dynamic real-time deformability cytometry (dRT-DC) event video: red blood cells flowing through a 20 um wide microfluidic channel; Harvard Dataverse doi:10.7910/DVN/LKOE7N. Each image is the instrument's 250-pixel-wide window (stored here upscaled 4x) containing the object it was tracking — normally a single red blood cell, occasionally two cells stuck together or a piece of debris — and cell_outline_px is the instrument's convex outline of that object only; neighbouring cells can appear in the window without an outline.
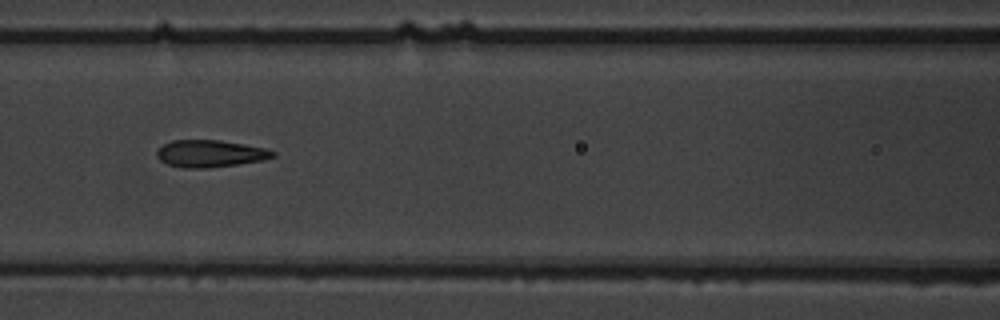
{"species": "common noctule bat (a hibernating species)", "species_latin": "Nyctalus noctula", "temperature_condition": "warm", "stored_images_in_passage": 11, "camera_frame_rate_fps": 3000, "um_per_image_px": 0.085, "animal": {"sex": "male", "body_mass_g": 19.5, "forearm_length_mm": 54.6}, "frame": {"image": 1, "passage_image": 7, "time_ms": 7.0, "image_size_px": [1000, 320], "cell_outline_px": [[276, 156], [260, 160], [236, 164], [208, 168], [184, 168], [168, 164], [160, 160], [156, 156], [156, 152], [164, 144], [172, 140], [220, 140], [244, 144], [264, 148], [276, 152]], "centroid_in_image_um": [17.84, 13.05], "position_along_channel_um": 148.8, "area_um2": 18.15}}
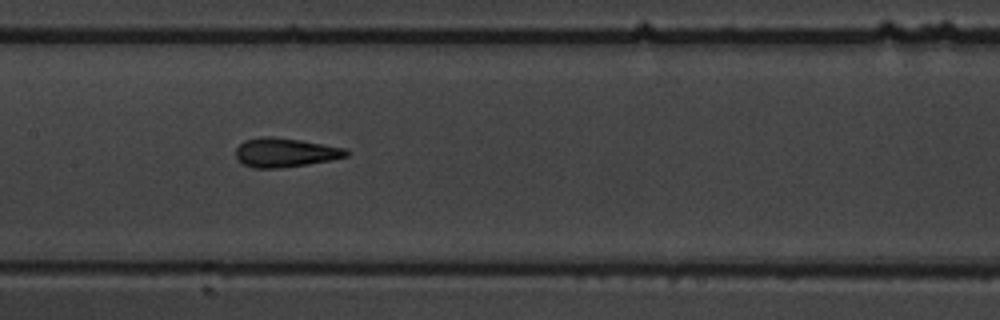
{"frame": {"image": 2, "passage_image": 8, "time_ms": 8.0, "image_size_px": [1000, 320], "cell_outline_px": [[352, 152], [348, 156], [332, 160], [308, 164], [280, 168], [252, 168], [244, 164], [236, 156], [236, 148], [244, 140], [260, 136], [272, 136], [300, 140], [344, 148]], "centroid_in_image_um": [24.25, 12.96], "position_along_channel_um": 183.1, "area_um2": 18.79}}
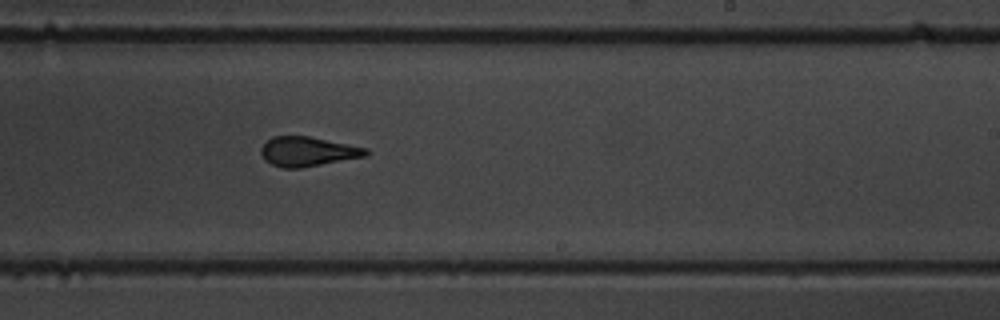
{"frame": {"image": 3, "passage_image": 10, "time_ms": 10.333, "image_size_px": [1000, 320], "cell_outline_px": [[368, 156], [300, 168], [284, 168], [272, 164], [264, 160], [260, 152], [260, 148], [272, 136], [308, 136], [368, 148]], "centroid_in_image_um": [26.15, 12.88], "position_along_channel_um": 262.8, "area_um2": 18.03}}